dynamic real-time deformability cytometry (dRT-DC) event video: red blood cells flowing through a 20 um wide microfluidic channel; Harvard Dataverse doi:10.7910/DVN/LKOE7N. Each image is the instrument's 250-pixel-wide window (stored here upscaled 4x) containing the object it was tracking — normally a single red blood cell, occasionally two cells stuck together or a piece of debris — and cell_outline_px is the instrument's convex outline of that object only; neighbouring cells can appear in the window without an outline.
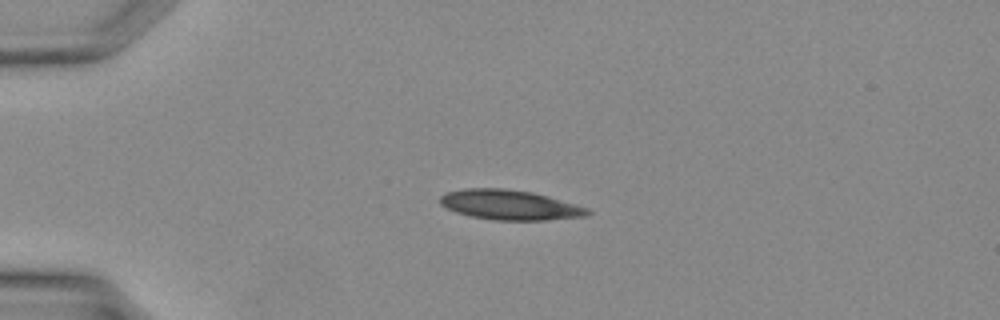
{"species": "Egyptian fruit bat (a non-hibernating species)", "species_latin": "Rousettus aegyptiacus", "temperature_condition": "warm", "stored_images_in_passage": 11, "camera_frame_rate_fps": 3000, "um_per_image_px": 0.085, "animal": {"sex": "female"}, "frame": {"image": 1, "passage_image": 9, "time_ms": 2.667, "image_size_px": [1000, 320], "cell_outline_px": [[592, 212], [584, 216], [548, 220], [496, 220], [472, 216], [456, 212], [440, 204], [440, 196], [448, 192], [468, 188], [504, 188], [532, 192], [548, 196], [576, 204], [588, 208]], "centroid_in_image_um": [43.35, 17.41], "position_along_channel_um": 41.6, "area_um2": 25.49}}